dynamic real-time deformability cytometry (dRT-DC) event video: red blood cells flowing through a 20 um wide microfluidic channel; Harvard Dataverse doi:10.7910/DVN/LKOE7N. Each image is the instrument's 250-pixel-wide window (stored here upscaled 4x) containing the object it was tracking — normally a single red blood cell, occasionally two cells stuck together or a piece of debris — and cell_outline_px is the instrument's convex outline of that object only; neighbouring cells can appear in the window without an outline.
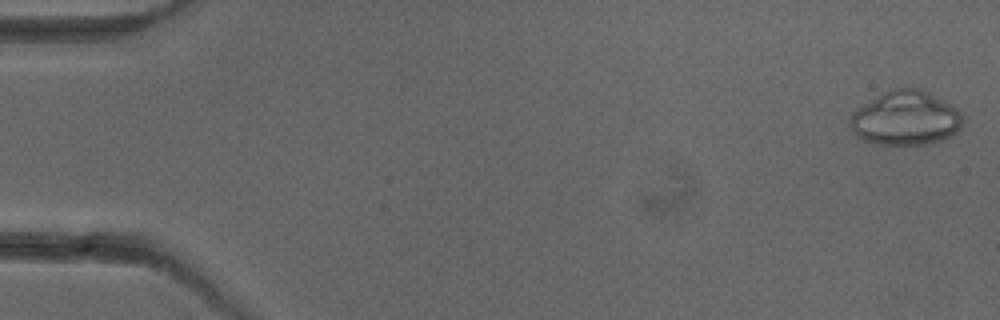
{"species": "common noctule bat (a hibernating species)", "species_latin": "Nyctalus noctula", "temperature_condition": "cold", "stored_images_in_passage": 5, "camera_frame_rate_fps": 3000, "um_per_image_px": 0.085, "animal": {"sex": "female"}, "frame": {"image": 1, "passage_image": 1, "time_ms": 0.0, "image_size_px": [1000, 320], "cell_outline_px": [[964, 120], [960, 128], [952, 136], [940, 140], [924, 144], [876, 144], [864, 140], [856, 136], [852, 132], [848, 124], [848, 120], [852, 112], [856, 108], [876, 96], [892, 88], [920, 88], [952, 104], [964, 112]], "centroid_in_image_um": [76.98, 10.04], "position_along_channel_um": 8.0, "area_um2": 36.13}}